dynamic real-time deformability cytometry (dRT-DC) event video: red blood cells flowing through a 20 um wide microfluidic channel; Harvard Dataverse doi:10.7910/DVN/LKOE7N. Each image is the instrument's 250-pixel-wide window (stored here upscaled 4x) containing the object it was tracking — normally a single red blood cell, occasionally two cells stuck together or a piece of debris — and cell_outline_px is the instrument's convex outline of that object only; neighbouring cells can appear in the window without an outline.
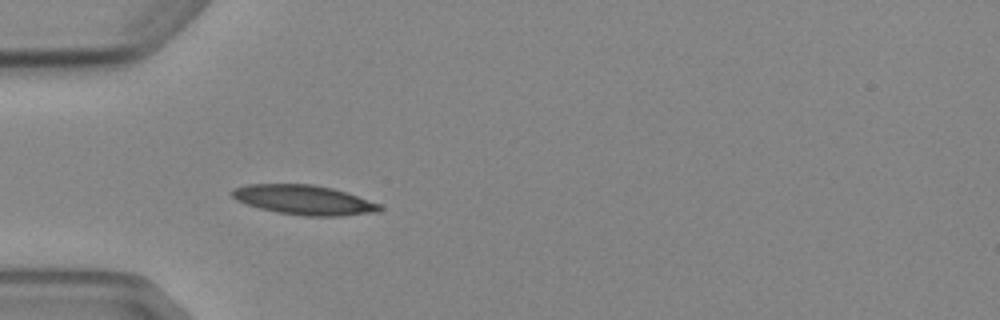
{"species": "Egyptian fruit bat (a non-hibernating species)", "species_latin": "Rousettus aegyptiacus", "temperature_condition": "cold", "stored_images_in_passage": 5, "camera_frame_rate_fps": 3000, "um_per_image_px": 0.085, "animal": {"sex": "female"}, "frame": {"image": 1, "passage_image": 5, "time_ms": 5.0, "image_size_px": [1000, 320], "cell_outline_px": [[384, 208], [376, 212], [340, 216], [304, 216], [276, 212], [260, 208], [236, 200], [228, 192], [232, 188], [244, 184], [312, 184], [332, 188], [380, 204]], "centroid_in_image_um": [25.78, 16.99], "position_along_channel_um": 59.2, "area_um2": 25.43}}